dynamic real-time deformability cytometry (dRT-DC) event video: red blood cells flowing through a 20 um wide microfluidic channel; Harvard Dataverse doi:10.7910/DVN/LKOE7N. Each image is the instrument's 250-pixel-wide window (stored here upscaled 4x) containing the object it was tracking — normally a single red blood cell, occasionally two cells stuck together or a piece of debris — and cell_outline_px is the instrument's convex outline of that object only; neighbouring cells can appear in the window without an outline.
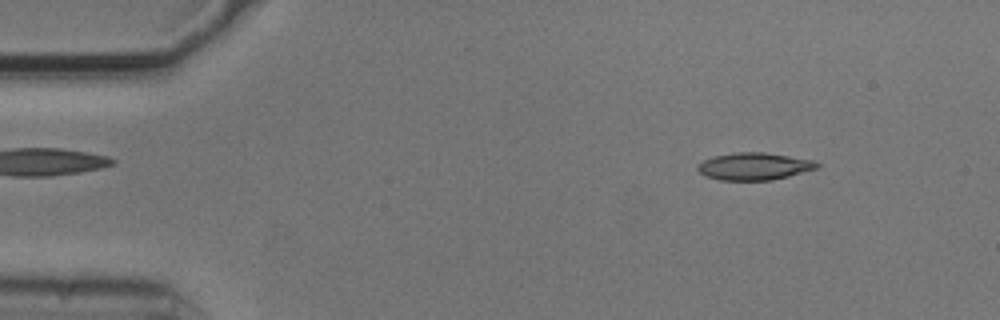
{"species": "common noctule bat (a hibernating species)", "species_latin": "Nyctalus noctula", "temperature_condition": "cold", "stored_images_in_passage": 2, "camera_frame_rate_fps": 3000, "um_per_image_px": 0.085, "animal": {"sex": "male", "body_mass_g": 20.5, "forearm_length_mm": 52.5}, "frame": {"image": 1, "passage_image": 2, "time_ms": 0.333, "image_size_px": [1000, 320], "cell_outline_px": [[820, 168], [772, 180], [720, 180], [708, 176], [700, 172], [696, 168], [696, 164], [712, 156], [736, 152], [764, 152], [816, 160], [820, 164]], "centroid_in_image_um": [64.14, 14.13], "position_along_channel_um": 20.9, "area_um2": 19.13}}